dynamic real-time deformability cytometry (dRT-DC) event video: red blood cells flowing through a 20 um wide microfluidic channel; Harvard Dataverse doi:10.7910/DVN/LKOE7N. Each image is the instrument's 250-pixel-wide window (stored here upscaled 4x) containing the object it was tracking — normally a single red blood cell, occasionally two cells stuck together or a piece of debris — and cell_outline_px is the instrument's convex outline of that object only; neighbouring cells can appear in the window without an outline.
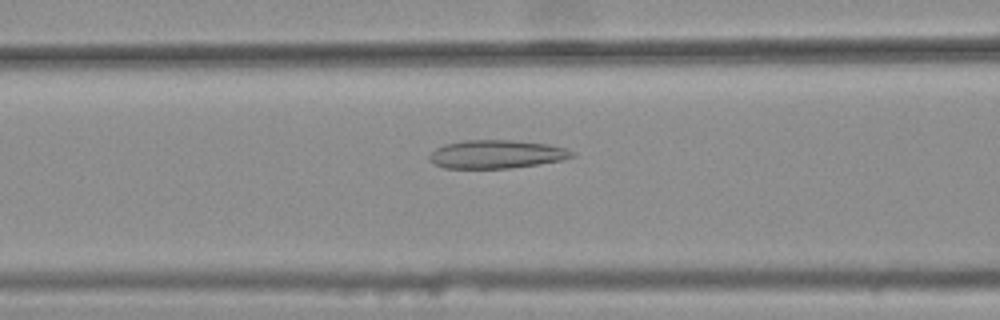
{"species": "common noctule bat (a hibernating species)", "species_latin": "Nyctalus noctula", "temperature_condition": "warm", "stored_images_in_passage": 47, "camera_frame_rate_fps": 3000, "um_per_image_px": 0.085, "animal": {"sex": "female", "body_mass_g": 25.1}, "frame": {"image": 1, "passage_image": 21, "time_ms": 6.667, "image_size_px": [1000, 320], "cell_outline_px": [[576, 156], [564, 160], [508, 168], [444, 168], [428, 160], [428, 156], [436, 148], [444, 144], [464, 140], [512, 140], [548, 144], [568, 148], [576, 152]], "centroid_in_image_um": [42.24, 13.1], "position_along_channel_um": 124.4, "area_um2": 23.7}}
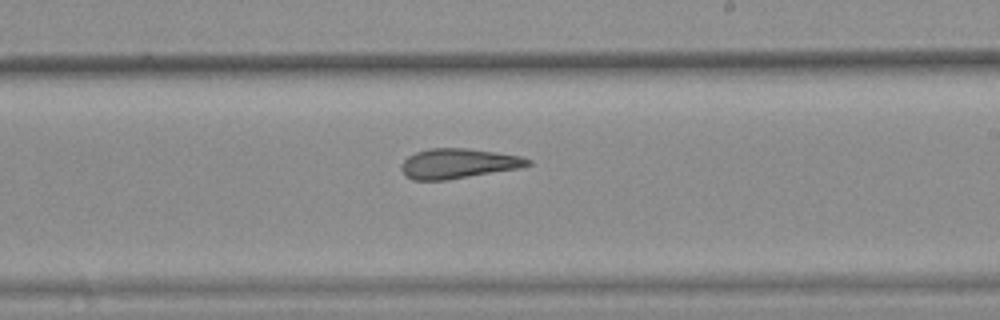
{"frame": {"image": 2, "passage_image": 31, "time_ms": 10.0, "image_size_px": [1000, 320], "cell_outline_px": [[532, 164], [520, 168], [448, 180], [412, 180], [404, 176], [400, 168], [400, 164], [408, 156], [416, 152], [428, 148], [468, 148], [496, 152], [520, 156], [532, 160]], "centroid_in_image_um": [38.92, 13.9], "position_along_channel_um": 250.1, "area_um2": 22.31}}
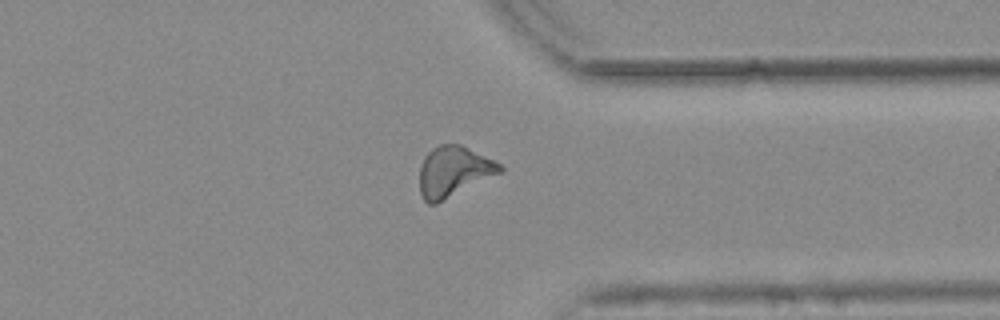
{"frame": {"image": 3, "passage_image": 41, "time_ms": 13.333, "image_size_px": [1000, 320], "cell_outline_px": [[504, 172], [436, 204], [428, 204], [424, 200], [420, 192], [420, 164], [424, 156], [432, 148], [440, 144], [460, 144], [500, 164], [504, 168]], "centroid_in_image_um": [38.55, 14.59], "position_along_channel_um": 372.8, "area_um2": 23.7}, "authors_computed_cell_mechanics": {"area_um2": 23.12, "velocity_mm_per_s": 3.7821, "shape_relaxation_time_tau1_ms": null, "shape_relaxation_time_tau2_ms": 3.6674, "deformation_change_tau1": null, "deformation_change_tau2": 0.1458}}